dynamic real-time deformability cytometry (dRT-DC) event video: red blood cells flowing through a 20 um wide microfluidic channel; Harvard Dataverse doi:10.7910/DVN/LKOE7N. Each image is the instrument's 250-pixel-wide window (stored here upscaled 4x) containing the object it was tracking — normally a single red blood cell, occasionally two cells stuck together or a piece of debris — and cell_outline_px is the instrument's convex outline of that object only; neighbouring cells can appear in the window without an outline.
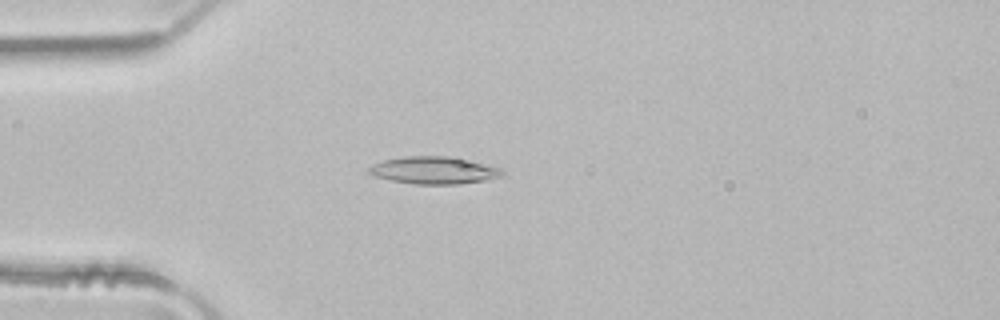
{"species": "common noctule bat (a hibernating species)", "species_latin": "Nyctalus noctula", "temperature_condition": "room temperature", "stored_images_in_passage": 3, "camera_frame_rate_fps": 3000, "um_per_image_px": 0.085, "animal": {"sex": "male", "body_mass_g": 21.5, "forearm_length_mm": 52.0}, "frame": {"image": 1, "passage_image": 3, "time_ms": 0.667, "image_size_px": [1000, 320], "cell_outline_px": [[504, 172], [500, 176], [488, 180], [460, 184], [412, 184], [388, 180], [376, 176], [368, 172], [368, 168], [372, 164], [384, 160], [404, 156], [468, 156], [500, 168]], "centroid_in_image_um": [36.96, 14.45], "position_along_channel_um": 48.0, "area_um2": 21.96}}